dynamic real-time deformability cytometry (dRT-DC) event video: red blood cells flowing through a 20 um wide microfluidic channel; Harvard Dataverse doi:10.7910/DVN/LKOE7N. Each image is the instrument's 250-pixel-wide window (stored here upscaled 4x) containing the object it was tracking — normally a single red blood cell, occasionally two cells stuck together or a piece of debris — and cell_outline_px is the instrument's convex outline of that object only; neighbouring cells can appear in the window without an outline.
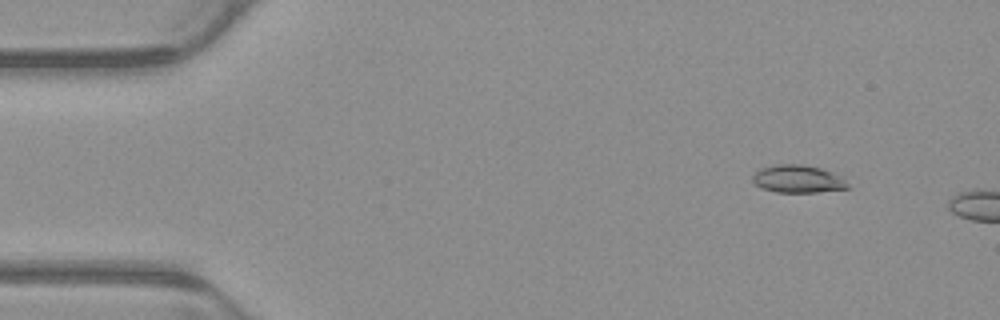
{"species": "common noctule bat (a hibernating species)", "species_latin": "Nyctalus noctula", "temperature_condition": "warm", "stored_images_in_passage": 3, "camera_frame_rate_fps": 3000, "um_per_image_px": 0.085, "animal": {"sex": "male", "body_mass_g": 23.1, "forearm_length_mm": 52.7}, "frame": {"image": 1, "passage_image": 2, "time_ms": 0.333, "image_size_px": [1000, 320], "cell_outline_px": [[848, 188], [816, 192], [776, 192], [760, 188], [752, 180], [752, 176], [760, 168], [776, 164], [804, 164], [820, 168], [844, 176], [848, 184]], "centroid_in_image_um": [67.83, 15.2], "position_along_channel_um": 17.2, "area_um2": 15.49}}